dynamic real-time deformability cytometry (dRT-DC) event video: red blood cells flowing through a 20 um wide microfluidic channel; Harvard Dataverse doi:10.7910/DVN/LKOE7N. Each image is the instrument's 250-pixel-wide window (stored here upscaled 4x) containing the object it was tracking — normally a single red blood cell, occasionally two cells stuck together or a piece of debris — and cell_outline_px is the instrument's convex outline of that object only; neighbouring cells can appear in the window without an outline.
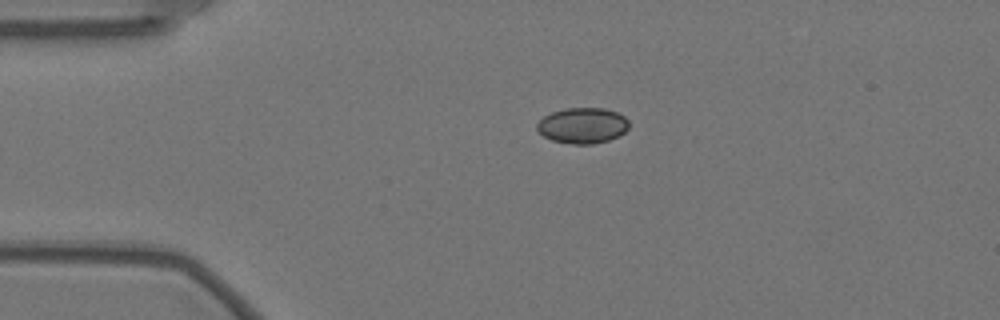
{"species": "Egyptian fruit bat (a non-hibernating species)", "species_latin": "Rousettus aegyptiacus", "temperature_condition": "warm", "stored_images_in_passage": 34, "camera_frame_rate_fps": 3000, "um_per_image_px": 0.085, "animal": {"sex": "female"}, "frame": {"image": 1, "passage_image": 1, "time_ms": 0.0, "image_size_px": [1000, 320], "cell_outline_px": [[628, 128], [620, 136], [608, 140], [592, 144], [572, 144], [552, 140], [544, 136], [536, 128], [536, 124], [544, 116], [552, 112], [564, 108], [604, 108], [616, 112], [624, 116], [628, 120]], "centroid_in_image_um": [49.52, 10.67], "position_along_channel_um": 35.5, "area_um2": 19.13}}
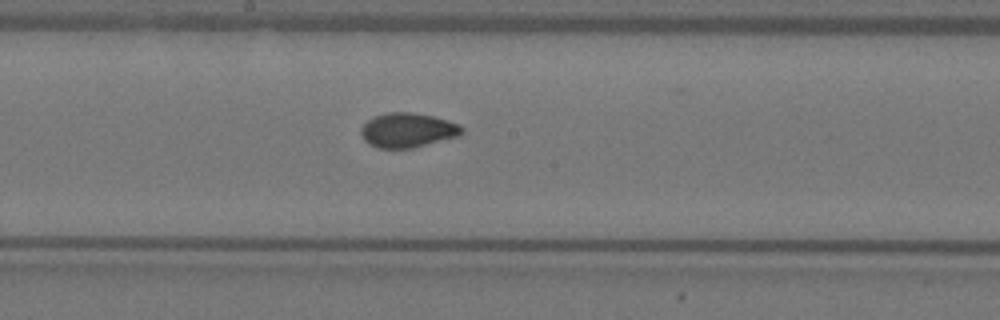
{"frame": {"image": 2, "passage_image": 19, "time_ms": 6.0, "image_size_px": [1000, 320], "cell_outline_px": [[464, 132], [460, 136], [412, 148], [376, 148], [368, 144], [364, 140], [360, 132], [360, 128], [372, 116], [388, 112], [412, 112], [432, 116], [448, 120], [460, 124], [464, 128]], "centroid_in_image_um": [34.65, 11.06], "position_along_channel_um": 213.5, "area_um2": 20.58}}
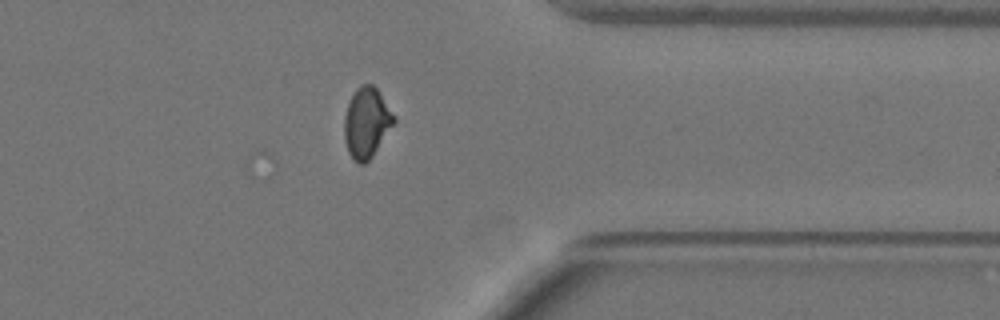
{"frame": {"image": 3, "passage_image": 34, "time_ms": 11.0, "image_size_px": [1000, 320], "cell_outline_px": [[396, 120], [372, 156], [364, 164], [360, 164], [352, 160], [348, 152], [344, 140], [344, 116], [348, 104], [356, 88], [360, 84], [372, 84], [376, 88], [396, 116]], "centroid_in_image_um": [31.14, 10.43], "position_along_channel_um": 380.3, "area_um2": 20.29}, "authors_computed_cell_mechanics": {"area_um2": 20.23, "velocity_mm_per_s": 3.5322, "shape_relaxation_time_tau1_ms": null, "shape_relaxation_time_tau2_ms": 1.157, "deformation_change_tau1": null, "deformation_change_tau2": 0.0558}}